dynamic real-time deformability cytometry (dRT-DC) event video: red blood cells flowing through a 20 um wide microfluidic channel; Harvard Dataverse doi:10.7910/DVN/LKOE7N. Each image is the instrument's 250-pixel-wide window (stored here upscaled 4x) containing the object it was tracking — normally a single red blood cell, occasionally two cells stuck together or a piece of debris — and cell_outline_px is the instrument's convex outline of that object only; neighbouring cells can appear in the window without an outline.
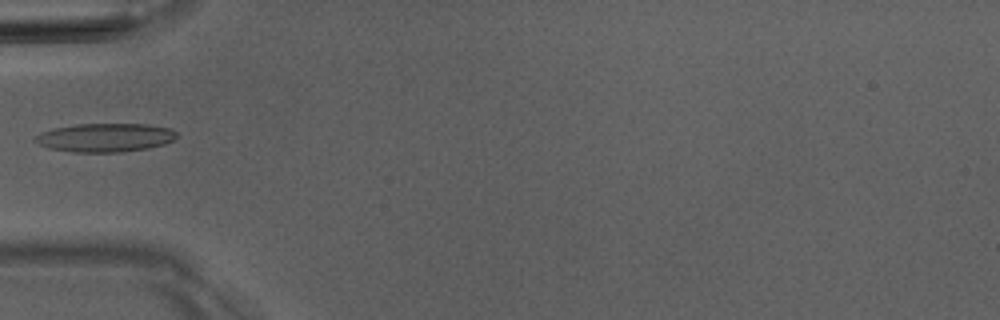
{"species": "Egyptian fruit bat (a non-hibernating species)", "species_latin": "Rousettus aegyptiacus", "temperature_condition": "room temperature", "stored_images_in_passage": 3, "camera_frame_rate_fps": 3000, "um_per_image_px": 0.085, "animal": {"sex": "male"}, "frame": {"image": 1, "passage_image": 3, "time_ms": 2.333, "image_size_px": [1000, 320], "cell_outline_px": [[176, 136], [172, 140], [164, 144], [148, 148], [120, 152], [72, 152], [48, 148], [32, 140], [40, 132], [52, 128], [76, 124], [148, 124], [168, 128], [176, 132]], "centroid_in_image_um": [8.89, 11.69], "position_along_channel_um": 76.1, "area_um2": 23.58}}